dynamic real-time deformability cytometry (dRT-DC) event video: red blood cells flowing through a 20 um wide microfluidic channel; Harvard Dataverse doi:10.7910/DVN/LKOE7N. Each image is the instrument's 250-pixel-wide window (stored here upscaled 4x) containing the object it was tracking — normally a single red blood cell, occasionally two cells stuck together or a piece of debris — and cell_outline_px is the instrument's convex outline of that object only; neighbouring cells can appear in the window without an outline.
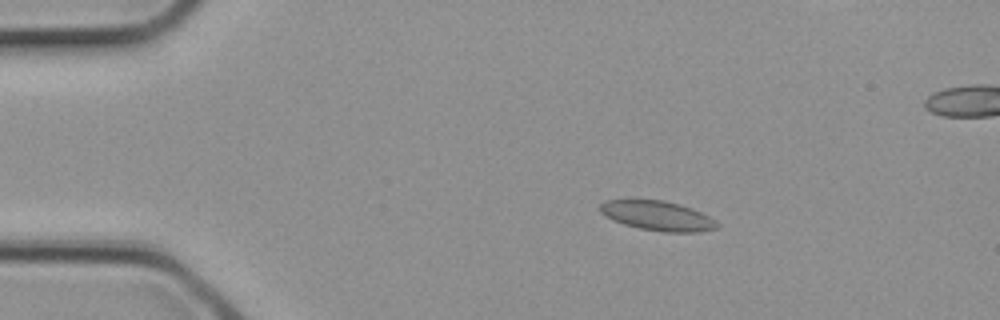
{"species": "common noctule bat (a hibernating species)", "species_latin": "Nyctalus noctula", "temperature_condition": "cold", "stored_images_in_passage": 12, "camera_frame_rate_fps": 3000, "um_per_image_px": 0.085, "animal": {"sex": "female", "body_mass_g": 21.9}, "frame": {"image": 1, "passage_image": 6, "time_ms": 1.667, "image_size_px": [1000, 320], "cell_outline_px": [[720, 224], [716, 228], [700, 232], [664, 232], [640, 228], [624, 224], [604, 216], [600, 212], [600, 204], [604, 200], [664, 200], [680, 204], [692, 208], [716, 220]], "centroid_in_image_um": [55.9, 18.34], "position_along_channel_um": 29.1, "area_um2": 20.17}}